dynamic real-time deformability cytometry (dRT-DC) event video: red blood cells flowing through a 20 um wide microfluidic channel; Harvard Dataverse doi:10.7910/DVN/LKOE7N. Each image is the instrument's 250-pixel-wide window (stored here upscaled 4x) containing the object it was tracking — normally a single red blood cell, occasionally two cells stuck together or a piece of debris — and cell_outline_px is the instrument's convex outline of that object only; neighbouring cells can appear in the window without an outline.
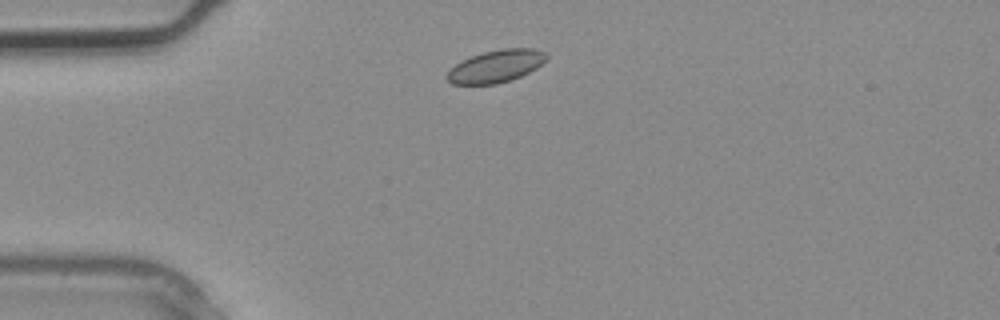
{"species": "common noctule bat (a hibernating species)", "species_latin": "Nyctalus noctula", "temperature_condition": "warm", "stored_images_in_passage": 1, "camera_frame_rate_fps": 3000, "um_per_image_px": 0.085, "animal": {"sex": "male", "body_mass_g": 20.4}, "frame": {"image": 1, "passage_image": 1, "time_ms": 0.0, "image_size_px": [1000, 320], "cell_outline_px": [[548, 60], [536, 68], [512, 80], [496, 84], [452, 84], [444, 80], [444, 76], [460, 60], [484, 52], [500, 48], [532, 48], [544, 52], [548, 56]], "centroid_in_image_um": [42.14, 5.63], "position_along_channel_um": 42.9, "area_um2": 18.96}}